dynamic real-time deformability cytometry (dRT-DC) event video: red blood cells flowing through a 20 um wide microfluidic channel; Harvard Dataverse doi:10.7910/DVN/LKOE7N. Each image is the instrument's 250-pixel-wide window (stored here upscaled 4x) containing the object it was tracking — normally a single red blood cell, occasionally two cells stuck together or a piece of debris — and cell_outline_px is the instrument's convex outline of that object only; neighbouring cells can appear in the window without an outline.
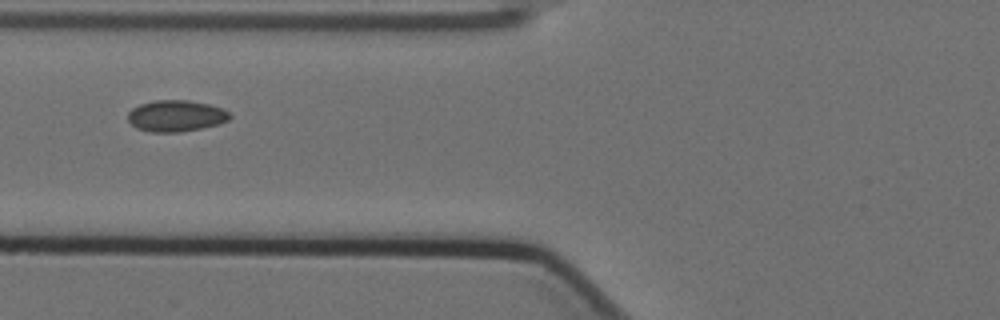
{"species": "Egyptian fruit bat (a non-hibernating species)", "species_latin": "Rousettus aegyptiacus", "temperature_condition": "cold", "stored_images_in_passage": 6, "camera_frame_rate_fps": 3000, "um_per_image_px": 0.085, "animal": {"sex": "female"}, "frame": {"image": 1, "passage_image": 4, "time_ms": 1.0, "image_size_px": [1000, 320], "cell_outline_px": [[232, 116], [228, 120], [220, 124], [180, 132], [148, 132], [136, 128], [128, 120], [128, 112], [132, 108], [140, 104], [156, 100], [188, 100], [208, 104], [224, 108]], "centroid_in_image_um": [14.96, 9.85], "position_along_channel_um": 110.8, "area_um2": 18.73}}
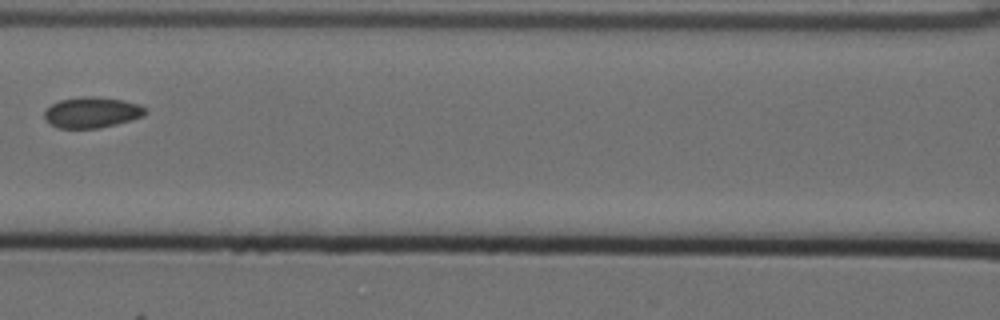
{"frame": {"image": 2, "passage_image": 5, "time_ms": 1.333, "image_size_px": [1000, 320], "cell_outline_px": [[148, 112], [144, 116], [132, 120], [100, 128], [56, 128], [48, 124], [44, 120], [44, 112], [52, 104], [60, 100], [80, 96], [92, 96], [124, 100], [140, 104]], "centroid_in_image_um": [7.8, 9.56], "position_along_channel_um": 158.8, "area_um2": 18.38}}
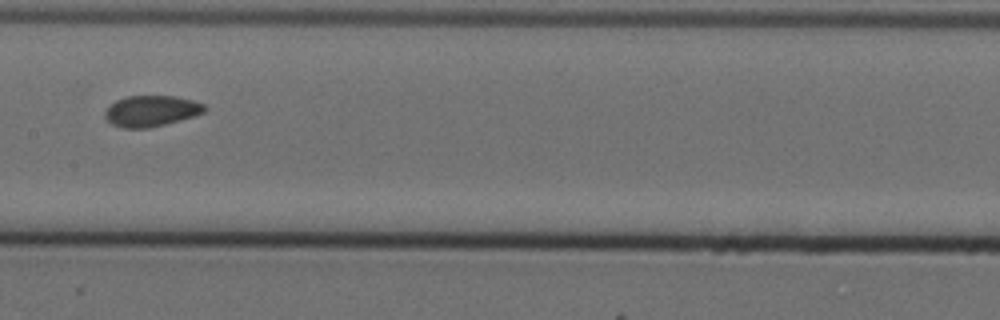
{"frame": {"image": 3, "passage_image": 6, "time_ms": 1.667, "image_size_px": [1000, 320], "cell_outline_px": [[208, 108], [204, 112], [196, 116], [148, 128], [120, 128], [112, 124], [104, 116], [104, 112], [116, 100], [128, 96], [176, 96], [192, 100], [204, 104]], "centroid_in_image_um": [12.88, 9.43], "position_along_channel_um": 194.5, "area_um2": 17.98}}